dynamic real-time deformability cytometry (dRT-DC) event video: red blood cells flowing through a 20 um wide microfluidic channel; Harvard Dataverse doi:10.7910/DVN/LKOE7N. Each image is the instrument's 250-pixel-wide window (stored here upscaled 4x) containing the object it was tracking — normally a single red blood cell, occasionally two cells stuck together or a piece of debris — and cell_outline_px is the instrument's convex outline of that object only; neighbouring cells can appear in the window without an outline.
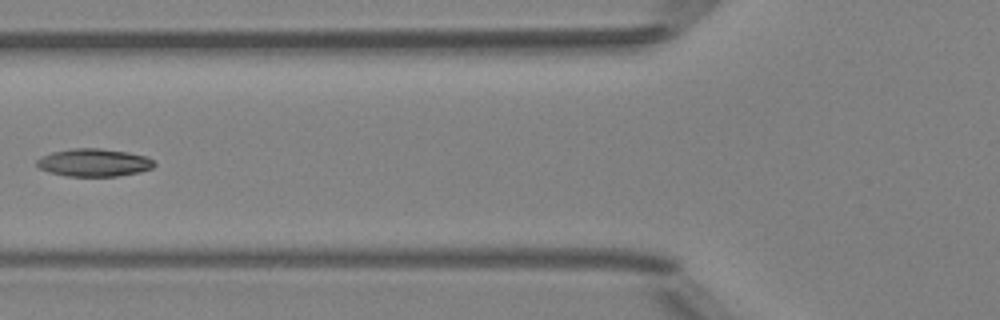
{"species": "Egyptian fruit bat (a non-hibernating species)", "species_latin": "Rousettus aegyptiacus", "temperature_condition": "room temperature", "stored_images_in_passage": 6, "camera_frame_rate_fps": 3000, "um_per_image_px": 0.085, "animal": {"sex": "female"}, "frame": {"image": 1, "passage_image": 6, "time_ms": 5.667, "image_size_px": [1000, 320], "cell_outline_px": [[156, 164], [152, 168], [140, 172], [116, 176], [68, 176], [48, 172], [36, 168], [36, 160], [40, 156], [52, 152], [72, 148], [100, 148], [128, 152], [144, 156], [152, 160]], "centroid_in_image_um": [7.93, 13.82], "position_along_channel_um": 117.9, "area_um2": 19.13}}